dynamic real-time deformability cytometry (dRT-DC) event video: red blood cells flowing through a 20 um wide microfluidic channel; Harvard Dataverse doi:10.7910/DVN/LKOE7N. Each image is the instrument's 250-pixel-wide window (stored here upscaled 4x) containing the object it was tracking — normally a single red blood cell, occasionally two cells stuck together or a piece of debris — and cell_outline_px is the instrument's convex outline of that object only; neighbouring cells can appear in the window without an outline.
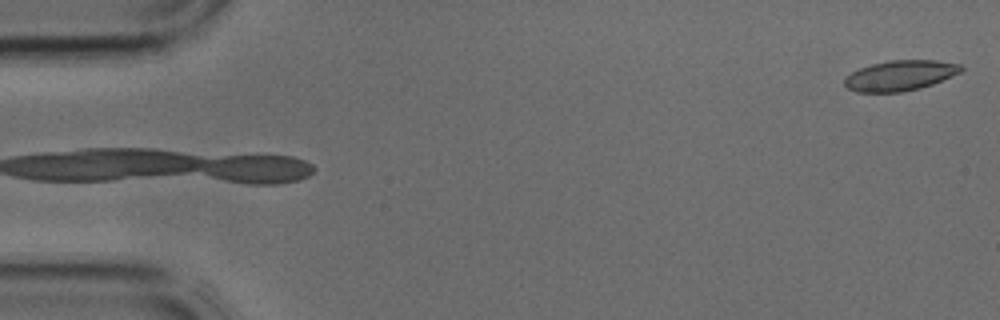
{"species": "common noctule bat (a hibernating species)", "species_latin": "Nyctalus noctula", "temperature_condition": "cold", "stored_images_in_passage": 3, "camera_frame_rate_fps": 3000, "um_per_image_px": 0.085, "animal": {"sex": "male", "body_mass_g": 17.9, "forearm_length_mm": 54.2}, "frame": {"image": 1, "passage_image": 3, "time_ms": 0.667, "image_size_px": [1000, 320], "cell_outline_px": [[964, 68], [960, 72], [932, 84], [920, 88], [900, 92], [856, 92], [848, 88], [844, 84], [844, 80], [852, 72], [860, 68], [872, 64], [892, 60], [936, 60], [960, 64]], "centroid_in_image_um": [76.51, 6.42], "position_along_channel_um": 8.5, "area_um2": 20.35}}